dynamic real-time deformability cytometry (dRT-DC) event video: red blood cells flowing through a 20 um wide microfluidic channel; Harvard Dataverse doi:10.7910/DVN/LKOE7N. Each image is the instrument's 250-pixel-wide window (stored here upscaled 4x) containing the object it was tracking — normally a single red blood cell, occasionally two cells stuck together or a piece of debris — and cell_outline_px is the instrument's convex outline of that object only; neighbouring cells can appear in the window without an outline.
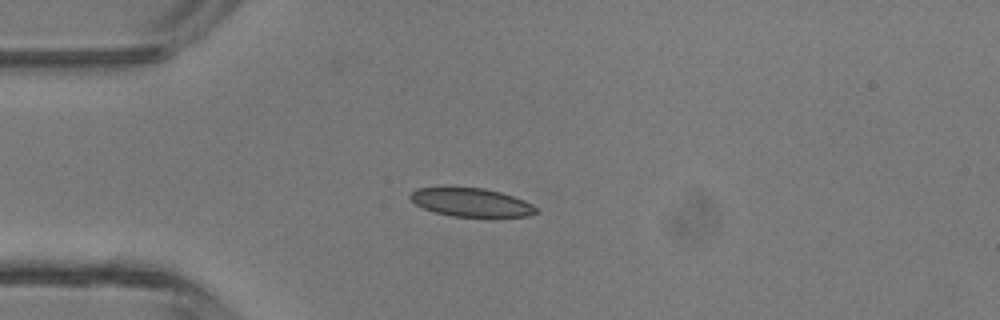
{"species": "common noctule bat (a hibernating species)", "species_latin": "Nyctalus noctula", "temperature_condition": "room temperature", "stored_images_in_passage": 4, "camera_frame_rate_fps": 3000, "um_per_image_px": 0.085, "animal": {"sex": "male", "body_mass_g": 13.3}, "frame": {"image": 1, "passage_image": 4, "time_ms": 1.0, "image_size_px": [1000, 320], "cell_outline_px": [[540, 212], [528, 216], [452, 216], [432, 212], [416, 204], [408, 196], [416, 188], [484, 188], [500, 192], [524, 200], [532, 204]], "centroid_in_image_um": [40.06, 17.21], "position_along_channel_um": 44.9, "area_um2": 20.58}}